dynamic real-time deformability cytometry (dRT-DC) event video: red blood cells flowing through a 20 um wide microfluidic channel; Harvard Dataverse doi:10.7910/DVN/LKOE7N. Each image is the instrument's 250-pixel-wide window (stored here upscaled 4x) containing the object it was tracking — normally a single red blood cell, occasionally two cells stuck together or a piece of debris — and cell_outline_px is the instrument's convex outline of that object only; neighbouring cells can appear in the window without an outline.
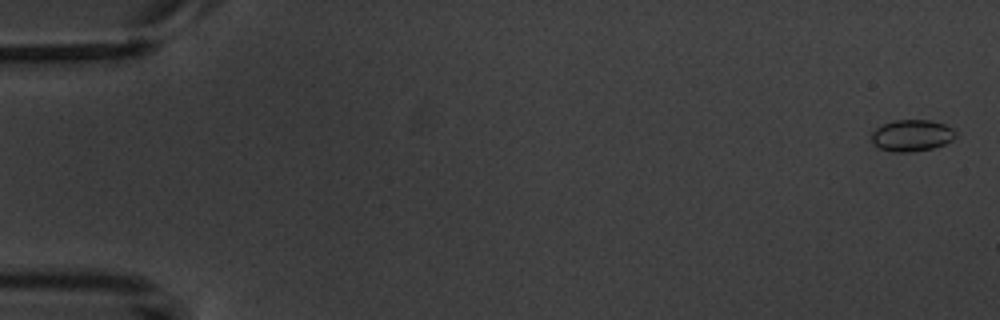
{"species": "common noctule bat (a hibernating species)", "species_latin": "Nyctalus noctula", "temperature_condition": "warm", "stored_images_in_passage": 6, "camera_frame_rate_fps": 3000, "um_per_image_px": 0.085, "animal": {"sex": "male", "body_mass_g": 20.1, "forearm_length_mm": 53.5}, "frame": {"image": 1, "passage_image": 1, "time_ms": 0.0, "image_size_px": [1000, 320], "cell_outline_px": [[956, 136], [952, 140], [944, 144], [932, 148], [912, 152], [892, 152], [880, 148], [872, 140], [872, 132], [876, 128], [892, 120], [928, 120], [944, 124], [956, 128]], "centroid_in_image_um": [77.54, 11.51], "position_along_channel_um": 7.5, "area_um2": 15.49}}
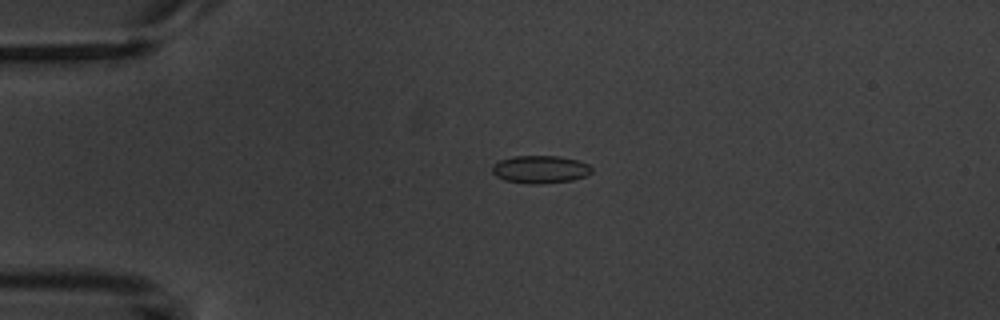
{"frame": {"image": 2, "passage_image": 5, "time_ms": 6.667, "image_size_px": [1000, 320], "cell_outline_px": [[592, 172], [584, 176], [572, 180], [540, 184], [528, 184], [504, 180], [496, 176], [492, 172], [492, 164], [500, 160], [512, 156], [560, 156], [580, 160], [588, 164], [592, 168]], "centroid_in_image_um": [45.91, 14.39], "position_along_channel_um": 39.1, "area_um2": 16.24}}